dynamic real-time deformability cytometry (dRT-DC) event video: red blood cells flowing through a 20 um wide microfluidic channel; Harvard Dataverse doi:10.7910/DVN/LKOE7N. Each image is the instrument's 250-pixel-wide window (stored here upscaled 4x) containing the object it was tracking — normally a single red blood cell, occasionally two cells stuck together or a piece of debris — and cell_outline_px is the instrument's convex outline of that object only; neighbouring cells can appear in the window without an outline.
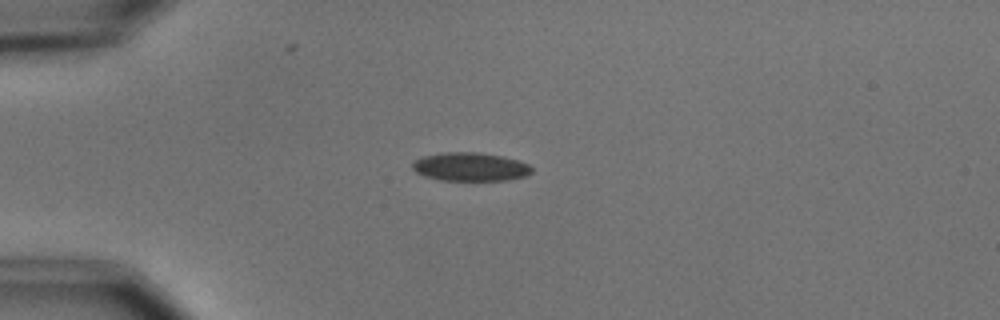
{"species": "common noctule bat (a hibernating species)", "species_latin": "Nyctalus noctula", "temperature_condition": "cold", "stored_images_in_passage": 6, "camera_frame_rate_fps": 3000, "um_per_image_px": 0.085, "animal": {"sex": "male", "body_mass_g": 15.6}, "frame": {"image": 1, "passage_image": 4, "time_ms": 3.667, "image_size_px": [1000, 320], "cell_outline_px": [[532, 172], [524, 176], [508, 180], [440, 180], [424, 176], [416, 172], [412, 168], [412, 160], [420, 156], [444, 152], [480, 152], [504, 156], [520, 160], [528, 164], [532, 168]], "centroid_in_image_um": [39.95, 14.16], "position_along_channel_um": 45.1, "area_um2": 20.11}}